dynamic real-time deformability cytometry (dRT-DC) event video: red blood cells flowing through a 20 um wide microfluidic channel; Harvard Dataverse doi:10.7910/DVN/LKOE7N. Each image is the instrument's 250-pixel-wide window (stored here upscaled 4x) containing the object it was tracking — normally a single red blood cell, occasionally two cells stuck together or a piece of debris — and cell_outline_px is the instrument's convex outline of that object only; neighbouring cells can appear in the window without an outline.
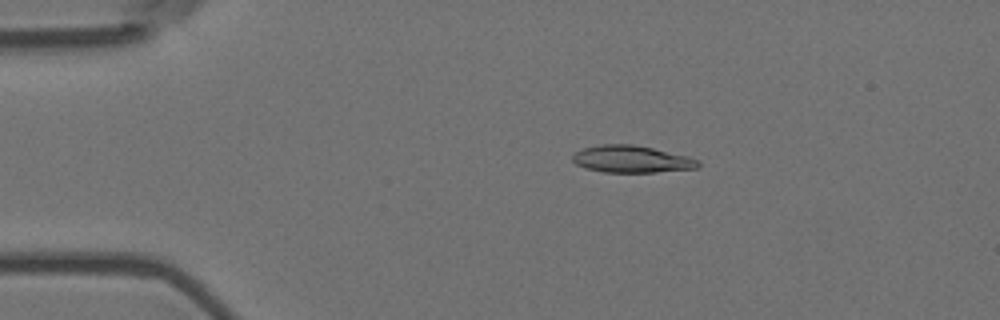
{"species": "Egyptian fruit bat (a non-hibernating species)", "species_latin": "Rousettus aegyptiacus", "temperature_condition": "room temperature", "stored_images_in_passage": 7, "camera_frame_rate_fps": 3000, "um_per_image_px": 0.085, "animal": {"sex": "female"}, "frame": {"image": 1, "passage_image": 4, "time_ms": 1.0, "image_size_px": [1000, 320], "cell_outline_px": [[700, 164], [696, 168], [656, 172], [604, 172], [584, 168], [576, 164], [572, 160], [572, 156], [576, 152], [584, 148], [600, 144], [632, 144], [652, 148], [688, 156], [700, 160]], "centroid_in_image_um": [53.68, 13.53], "position_along_channel_um": 31.3, "area_um2": 19.77}}
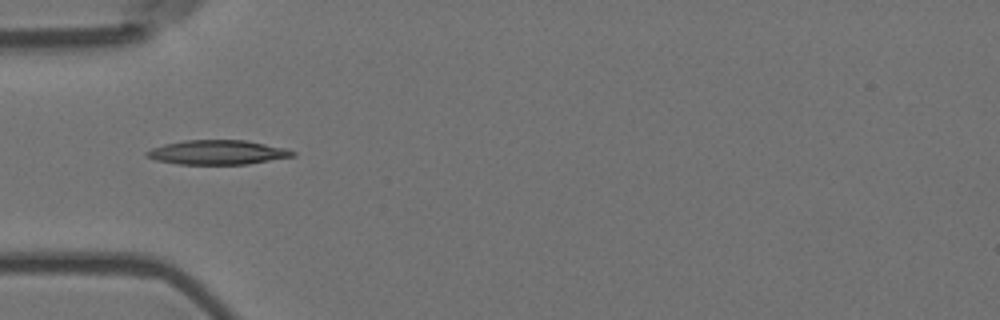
{"frame": {"image": 2, "passage_image": 6, "time_ms": 1.667, "image_size_px": [1000, 320], "cell_outline_px": [[296, 156], [248, 164], [176, 164], [156, 160], [144, 156], [144, 152], [152, 148], [164, 144], [184, 140], [244, 140], [288, 148], [296, 152]], "centroid_in_image_um": [18.49, 12.95], "position_along_channel_um": 66.5, "area_um2": 20.92}}
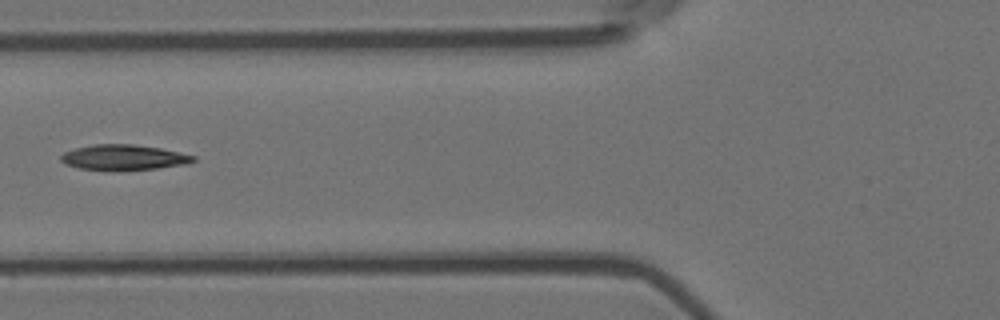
{"frame": {"image": 3, "passage_image": 7, "time_ms": 2.0, "image_size_px": [1000, 320], "cell_outline_px": [[196, 160], [188, 164], [156, 168], [116, 172], [80, 168], [64, 164], [60, 160], [60, 156], [64, 152], [76, 148], [96, 144], [132, 144], [160, 148], [180, 152], [196, 156]], "centroid_in_image_um": [10.52, 13.4], "position_along_channel_um": 115.3, "area_um2": 19.94}}